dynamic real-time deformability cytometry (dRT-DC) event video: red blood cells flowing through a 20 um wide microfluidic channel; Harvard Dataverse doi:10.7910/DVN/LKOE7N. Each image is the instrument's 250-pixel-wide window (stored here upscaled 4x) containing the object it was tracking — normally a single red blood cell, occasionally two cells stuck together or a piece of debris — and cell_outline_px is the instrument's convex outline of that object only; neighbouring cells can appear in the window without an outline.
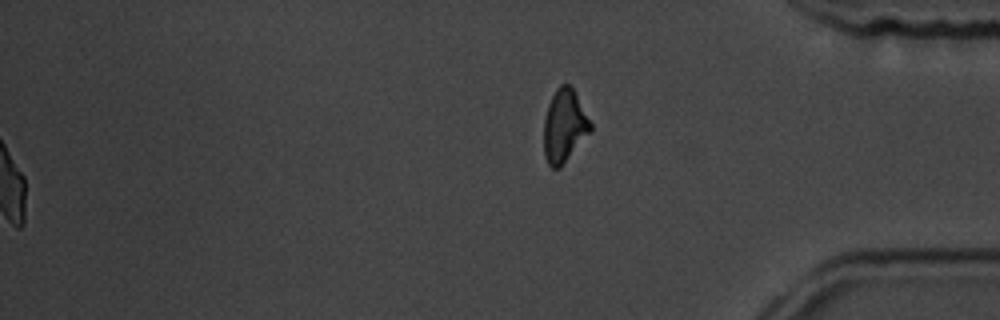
{"species": "common noctule bat (a hibernating species)", "species_latin": "Nyctalus noctula", "temperature_condition": "room temperature", "stored_images_in_passage": 57, "segment_of_instrument_passage": [2, 2], "camera_frame_rate_fps": 3000, "um_per_image_px": 0.085, "animal": {"sex": "male", "body_mass_g": 19.5, "forearm_length_mm": 54.6}, "frame": {"image": 1, "passage_image": 57, "time_ms": 18.667, "image_size_px": [1000, 320], "cell_outline_px": [[592, 128], [560, 168], [552, 168], [548, 164], [544, 156], [544, 120], [548, 104], [556, 88], [560, 84], [568, 84], [572, 88], [592, 124]], "centroid_in_image_um": [47.94, 10.7], "position_along_channel_um": 387.3, "area_um2": 19.42}}